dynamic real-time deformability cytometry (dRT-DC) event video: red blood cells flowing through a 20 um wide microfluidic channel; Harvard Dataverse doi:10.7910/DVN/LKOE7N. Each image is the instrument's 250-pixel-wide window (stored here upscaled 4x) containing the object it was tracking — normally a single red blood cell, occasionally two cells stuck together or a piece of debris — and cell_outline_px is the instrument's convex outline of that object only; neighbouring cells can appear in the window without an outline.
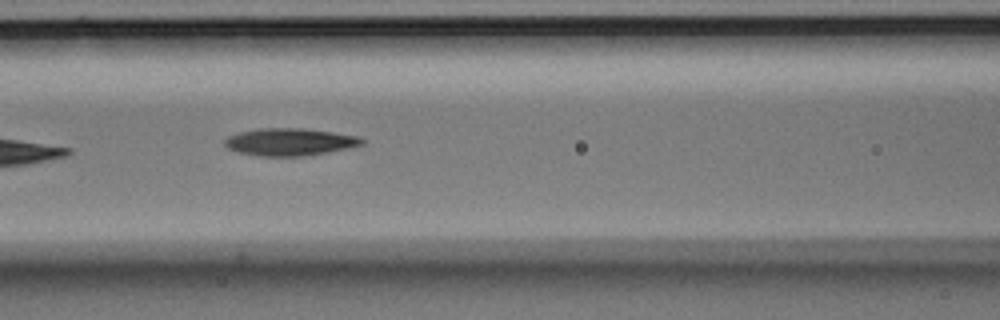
{"species": "Egyptian fruit bat (a non-hibernating species)", "species_latin": "Rousettus aegyptiacus", "temperature_condition": "room temperature", "stored_images_in_passage": 8, "camera_frame_rate_fps": 3000, "um_per_image_px": 0.085, "animal": {"sex": "male"}, "frame": {"image": 1, "passage_image": 7, "time_ms": 2.0, "image_size_px": [1000, 320], "cell_outline_px": [[364, 144], [348, 148], [328, 152], [304, 156], [256, 156], [240, 152], [228, 148], [224, 144], [224, 140], [228, 136], [240, 132], [260, 128], [300, 128], [332, 132], [360, 136], [364, 140]], "centroid_in_image_um": [24.64, 12.06], "position_along_channel_um": 142.0, "area_um2": 21.85}}
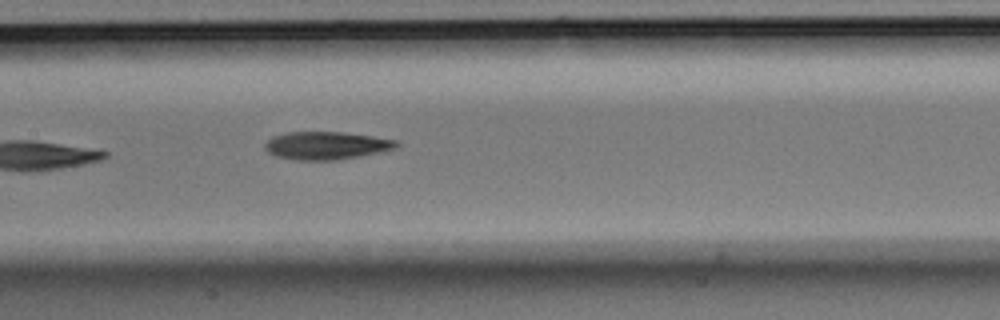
{"frame": {"image": 2, "passage_image": 8, "time_ms": 2.333, "image_size_px": [1000, 320], "cell_outline_px": [[400, 144], [396, 148], [336, 160], [296, 160], [276, 156], [268, 152], [264, 148], [264, 144], [272, 136], [288, 132], [344, 132], [372, 136], [396, 140]], "centroid_in_image_um": [27.69, 12.36], "position_along_channel_um": 179.7, "area_um2": 21.15}}